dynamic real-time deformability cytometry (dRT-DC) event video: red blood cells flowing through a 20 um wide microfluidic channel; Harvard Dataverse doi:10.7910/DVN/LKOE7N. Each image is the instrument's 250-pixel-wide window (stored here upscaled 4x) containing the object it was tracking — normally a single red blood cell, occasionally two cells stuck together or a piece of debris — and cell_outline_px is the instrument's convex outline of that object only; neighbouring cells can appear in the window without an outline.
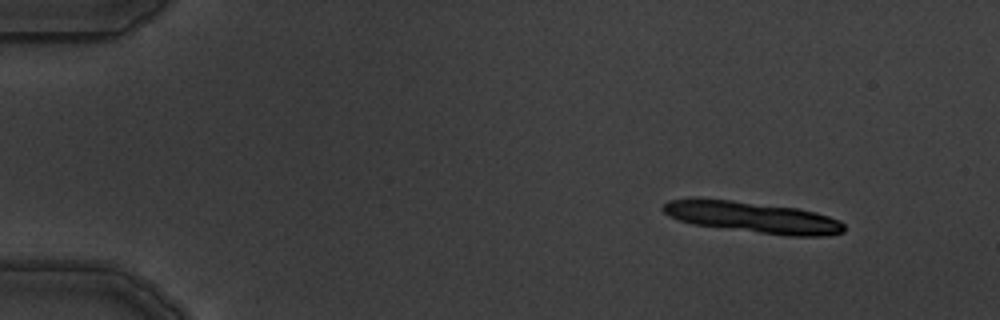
{"species": "common noctule bat (a hibernating species)", "species_latin": "Nyctalus noctula", "temperature_condition": "warm", "stored_images_in_passage": 6, "camera_frame_rate_fps": 3000, "um_per_image_px": 0.085, "animal": {"sex": "male", "body_mass_g": 19.5, "forearm_length_mm": 54.6}, "frame": {"image": 1, "passage_image": 1, "time_ms": 0.0, "image_size_px": [1000, 320], "cell_outline_px": [[844, 232], [828, 236], [788, 236], [692, 224], [668, 216], [660, 208], [668, 200], [732, 200], [796, 208], [816, 212], [840, 220], [844, 224]], "centroid_in_image_um": [64.05, 18.49], "position_along_channel_um": 20.9, "area_um2": 32.37}}
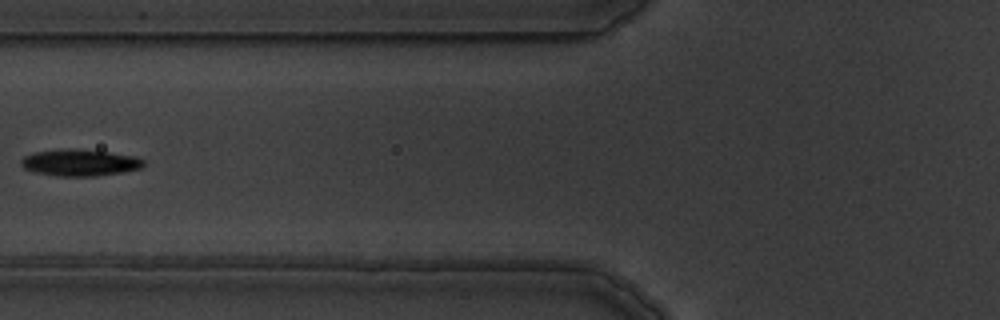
{"frame": {"image": 2, "passage_image": 5, "time_ms": 5.667, "image_size_px": [1000, 320], "cell_outline_px": [[144, 164], [140, 168], [124, 172], [96, 176], [60, 176], [36, 172], [24, 168], [20, 164], [20, 160], [24, 156], [32, 152], [68, 148], [76, 148], [108, 152], [136, 156], [144, 160]], "centroid_in_image_um": [6.78, 13.81], "position_along_channel_um": 119.0, "area_um2": 19.13}}
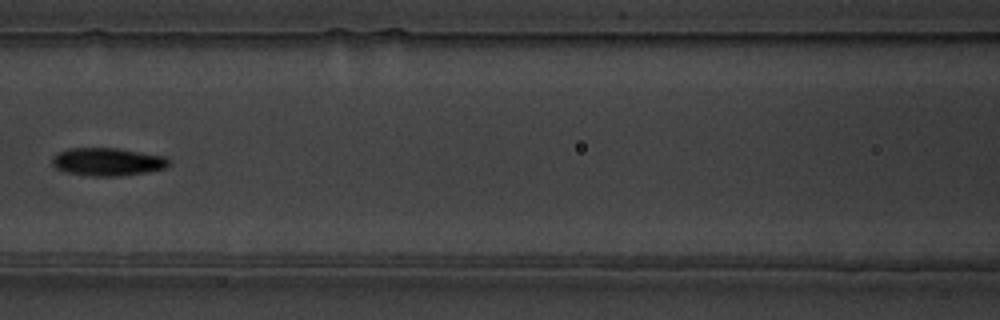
{"frame": {"image": 3, "passage_image": 6, "time_ms": 6.667, "image_size_px": [1000, 320], "cell_outline_px": [[168, 164], [164, 168], [148, 172], [120, 176], [88, 176], [68, 172], [56, 168], [52, 164], [52, 156], [56, 152], [68, 148], [116, 148], [164, 156], [168, 160]], "centroid_in_image_um": [9.08, 13.75], "position_along_channel_um": 157.5, "area_um2": 18.96}}